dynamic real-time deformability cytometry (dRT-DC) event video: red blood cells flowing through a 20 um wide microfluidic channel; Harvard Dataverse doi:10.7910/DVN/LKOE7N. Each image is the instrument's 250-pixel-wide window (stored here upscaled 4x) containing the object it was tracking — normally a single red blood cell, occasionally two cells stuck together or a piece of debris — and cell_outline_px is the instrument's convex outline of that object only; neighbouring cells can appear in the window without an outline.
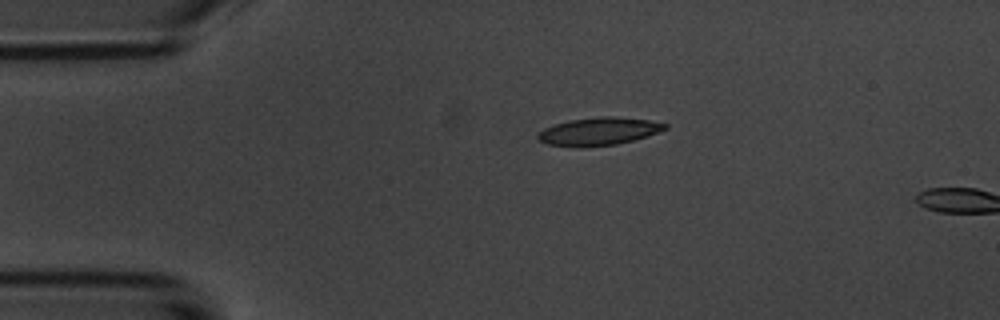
{"species": "common noctule bat (a hibernating species)", "species_latin": "Nyctalus noctula", "temperature_condition": "room temperature", "stored_images_in_passage": 2, "camera_frame_rate_fps": 3000, "um_per_image_px": 0.085, "animal": {"sex": "male", "body_mass_g": 20.1, "forearm_length_mm": 53.5}, "frame": {"image": 1, "passage_image": 1, "time_ms": 0.0, "image_size_px": [1000, 320], "cell_outline_px": [[668, 128], [632, 140], [616, 144], [580, 148], [576, 148], [548, 144], [540, 140], [536, 136], [544, 128], [568, 120], [600, 116], [612, 116], [648, 120], [668, 124]], "centroid_in_image_um": [50.85, 11.17], "position_along_channel_um": 34.1, "area_um2": 20.46}}